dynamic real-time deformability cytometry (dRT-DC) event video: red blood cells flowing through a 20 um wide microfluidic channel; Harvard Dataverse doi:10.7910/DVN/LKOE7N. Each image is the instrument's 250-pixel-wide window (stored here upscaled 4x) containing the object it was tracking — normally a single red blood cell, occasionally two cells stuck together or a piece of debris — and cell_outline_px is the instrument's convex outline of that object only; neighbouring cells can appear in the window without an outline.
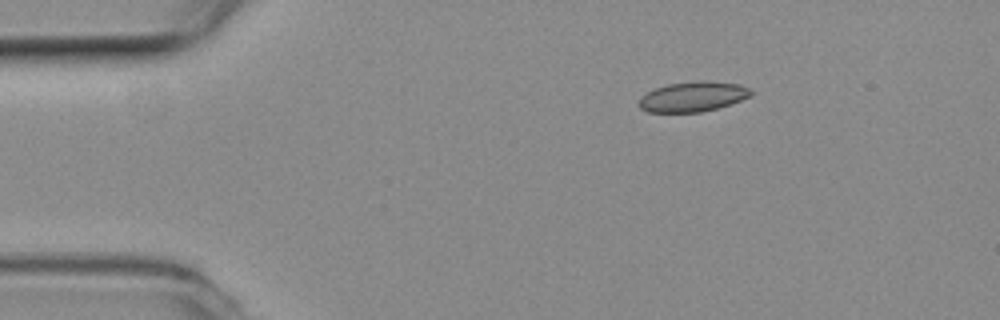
{"species": "common noctule bat (a hibernating species)", "species_latin": "Nyctalus noctula", "temperature_condition": "room temperature", "stored_images_in_passage": 46, "camera_frame_rate_fps": 3000, "um_per_image_px": 0.085, "animal": {"sex": "female", "body_mass_g": 19.3, "forearm_length_mm": 54.1}, "frame": {"image": 1, "passage_image": 1, "time_ms": 0.0, "image_size_px": [1000, 320], "cell_outline_px": [[752, 92], [748, 96], [732, 104], [700, 112], [648, 112], [640, 108], [640, 96], [656, 88], [668, 84], [700, 80], [704, 80], [740, 84], [748, 88]], "centroid_in_image_um": [58.88, 8.21], "position_along_channel_um": 26.1, "area_um2": 19.42}}
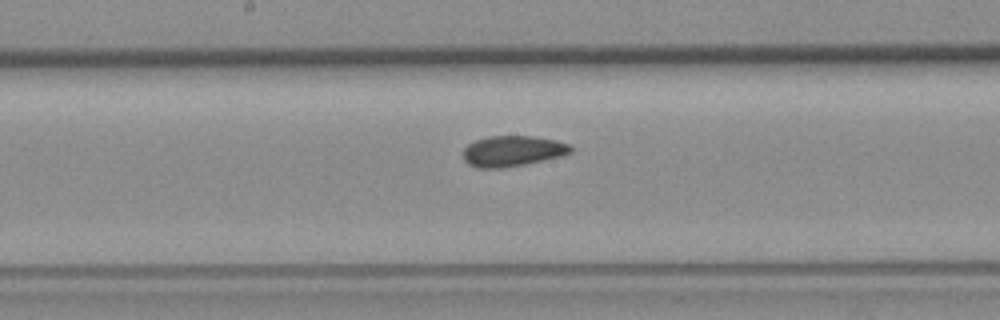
{"frame": {"image": 2, "passage_image": 20, "time_ms": 6.333, "image_size_px": [1000, 320], "cell_outline_px": [[572, 152], [560, 156], [524, 164], [504, 168], [476, 168], [468, 164], [464, 160], [464, 148], [468, 144], [476, 140], [488, 136], [532, 136], [556, 140], [568, 144], [572, 148]], "centroid_in_image_um": [43.54, 12.84], "position_along_channel_um": 204.7, "area_um2": 19.13}}
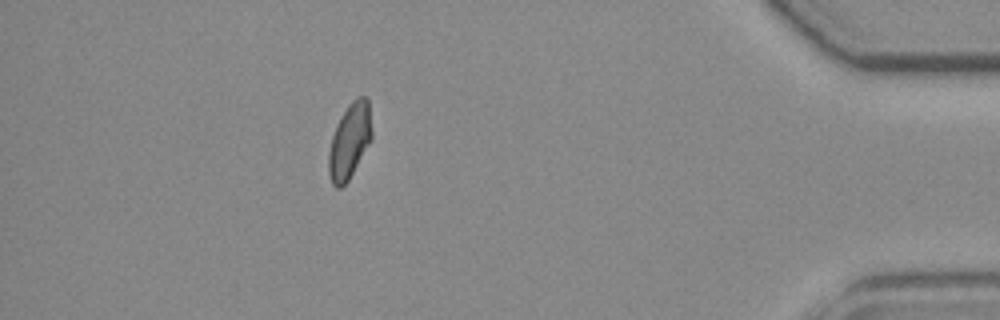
{"frame": {"image": 3, "passage_image": 40, "time_ms": 13.0, "image_size_px": [1000, 320], "cell_outline_px": [[372, 140], [348, 180], [340, 188], [336, 188], [332, 184], [328, 172], [328, 152], [332, 136], [348, 104], [356, 96], [368, 96], [372, 132]], "centroid_in_image_um": [29.73, 11.98], "position_along_channel_um": 405.5, "area_um2": 18.9}, "authors_computed_cell_mechanics": {"area_um2": 19.1607, "velocity_mm_per_s": 3.8245, "shape_relaxation_time_tau1_ms": null, "shape_relaxation_time_tau2_ms": 1.9372, "deformation_change_tau1": null, "deformation_change_tau2": 0.0661}}